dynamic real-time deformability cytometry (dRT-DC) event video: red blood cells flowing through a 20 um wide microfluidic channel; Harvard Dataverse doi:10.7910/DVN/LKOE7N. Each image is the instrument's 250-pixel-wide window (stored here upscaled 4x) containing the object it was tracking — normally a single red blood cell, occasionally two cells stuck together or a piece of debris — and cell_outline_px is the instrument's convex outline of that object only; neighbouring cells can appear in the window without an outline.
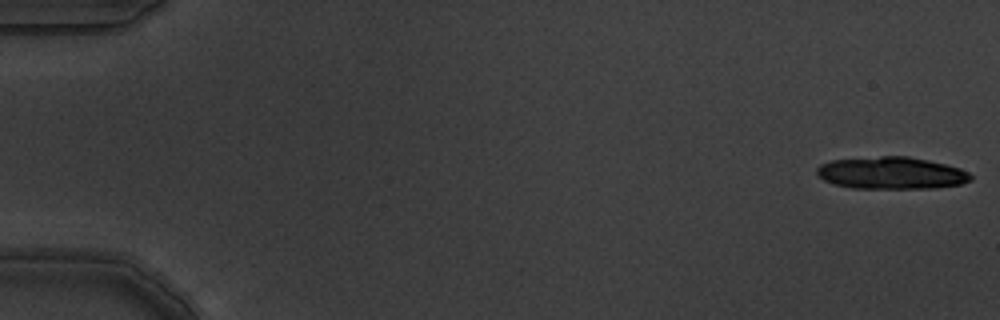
{"species": "common noctule bat (a hibernating species)", "species_latin": "Nyctalus noctula", "temperature_condition": "warm", "stored_images_in_passage": 6, "camera_frame_rate_fps": 3000, "um_per_image_px": 0.085, "animal": {"sex": "male", "body_mass_g": 19.5, "forearm_length_mm": 54.6}, "frame": {"image": 1, "passage_image": 1, "time_ms": 0.0, "image_size_px": [1000, 320], "cell_outline_px": [[972, 180], [960, 184], [936, 188], [852, 188], [832, 184], [824, 180], [816, 172], [816, 168], [820, 164], [832, 160], [880, 156], [908, 156], [928, 160], [960, 168], [968, 172], [972, 176]], "centroid_in_image_um": [75.76, 14.71], "position_along_channel_um": 9.2, "area_um2": 28.9}}
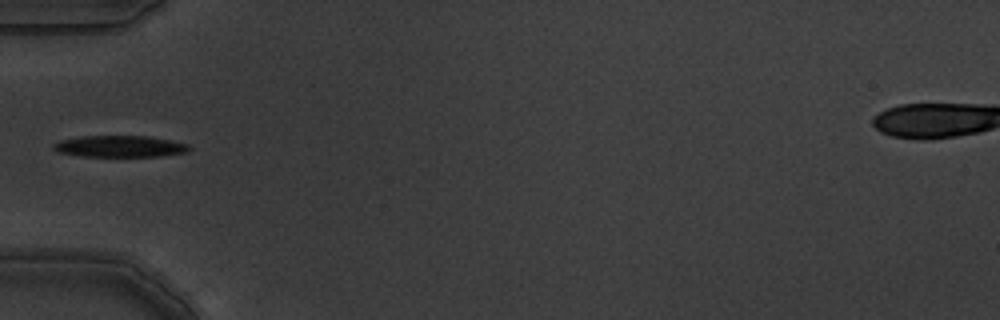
{"frame": {"image": 2, "passage_image": 6, "time_ms": 1.667, "image_size_px": [1000, 320], "cell_outline_px": [[192, 148], [188, 152], [160, 156], [80, 156], [56, 152], [52, 148], [52, 144], [60, 140], [80, 136], [148, 136], [188, 144]], "centroid_in_image_um": [10.15, 12.44], "position_along_channel_um": 74.9, "area_um2": 17.05}}